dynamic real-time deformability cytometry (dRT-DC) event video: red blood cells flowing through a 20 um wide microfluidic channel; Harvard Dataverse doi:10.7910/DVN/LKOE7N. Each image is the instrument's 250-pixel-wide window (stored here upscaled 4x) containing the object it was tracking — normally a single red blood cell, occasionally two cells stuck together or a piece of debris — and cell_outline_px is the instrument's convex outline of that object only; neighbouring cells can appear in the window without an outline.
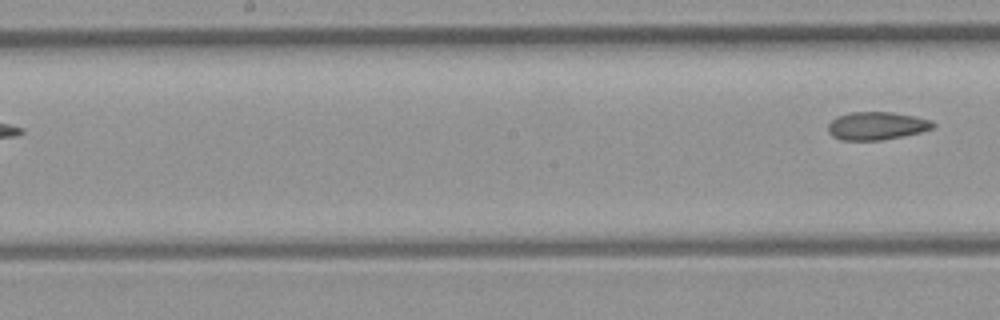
{"species": "common noctule bat (a hibernating species)", "species_latin": "Nyctalus noctula", "temperature_condition": "room temperature", "stored_images_in_passage": 8, "segment_of_instrument_passage": [2, 2], "camera_frame_rate_fps": 3000, "um_per_image_px": 0.085, "animal": {"sex": "female", "body_mass_g": 21.9}, "frame": {"image": 1, "passage_image": 8, "time_ms": 8.0, "image_size_px": [1000, 320], "cell_outline_px": [[936, 124], [932, 128], [920, 132], [884, 140], [840, 140], [832, 136], [828, 132], [828, 124], [836, 116], [848, 112], [892, 112], [912, 116], [928, 120]], "centroid_in_image_um": [74.45, 10.7], "position_along_channel_um": 173.7, "area_um2": 17.05}}